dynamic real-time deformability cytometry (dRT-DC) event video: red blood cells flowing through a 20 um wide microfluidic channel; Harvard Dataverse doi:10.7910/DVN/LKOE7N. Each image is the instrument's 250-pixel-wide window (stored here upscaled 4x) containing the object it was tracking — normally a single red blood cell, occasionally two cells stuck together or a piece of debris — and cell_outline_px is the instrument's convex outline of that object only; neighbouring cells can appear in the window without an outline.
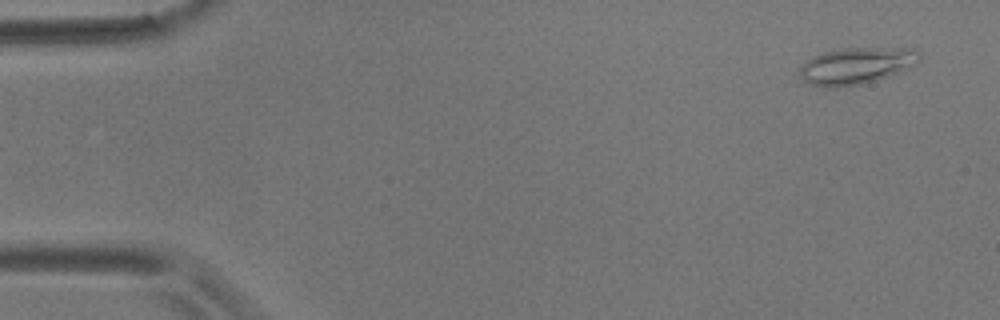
{"species": "common noctule bat (a hibernating species)", "species_latin": "Nyctalus noctula", "temperature_condition": "room temperature", "stored_images_in_passage": 5, "camera_frame_rate_fps": 3000, "um_per_image_px": 0.085, "animal": {"sex": "male", "body_mass_g": 17.9}, "frame": {"image": 1, "passage_image": 5, "time_ms": 5.667, "image_size_px": [1000, 320], "cell_outline_px": [[920, 60], [916, 64], [876, 80], [860, 84], [832, 88], [828, 88], [808, 84], [804, 80], [800, 72], [800, 68], [812, 56], [824, 52], [844, 48], [916, 48], [920, 52]], "centroid_in_image_um": [72.79, 5.58], "position_along_channel_um": 12.2, "area_um2": 25.32}}